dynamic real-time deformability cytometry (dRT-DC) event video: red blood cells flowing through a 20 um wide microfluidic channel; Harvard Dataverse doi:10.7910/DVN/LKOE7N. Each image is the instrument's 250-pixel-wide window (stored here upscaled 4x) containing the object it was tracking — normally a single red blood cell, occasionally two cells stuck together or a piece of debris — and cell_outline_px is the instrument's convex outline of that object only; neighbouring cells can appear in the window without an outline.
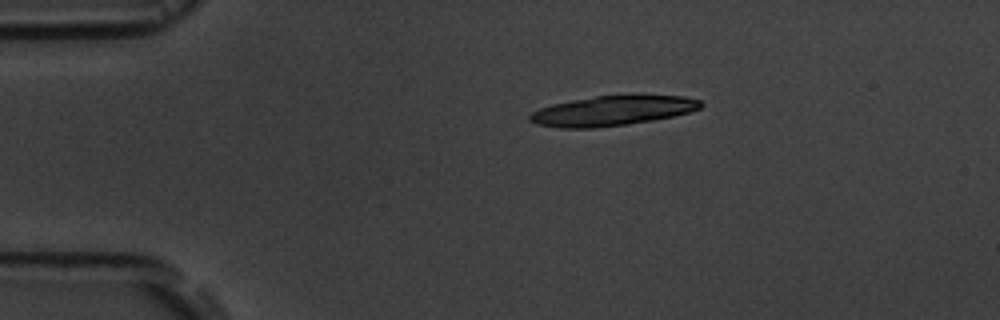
{"species": "common noctule bat (a hibernating species)", "species_latin": "Nyctalus noctula", "temperature_condition": "room temperature", "stored_images_in_passage": 5, "camera_frame_rate_fps": 3000, "um_per_image_px": 0.085, "animal": {"sex": "male", "body_mass_g": 19.5, "forearm_length_mm": 54.6}, "frame": {"image": 1, "passage_image": 3, "time_ms": 2.333, "image_size_px": [1000, 320], "cell_outline_px": [[704, 104], [700, 108], [688, 112], [672, 116], [652, 120], [628, 124], [596, 128], [560, 128], [536, 124], [528, 120], [528, 116], [532, 112], [540, 108], [552, 104], [572, 100], [596, 96], [684, 96], [700, 100]], "centroid_in_image_um": [52.0, 9.43], "position_along_channel_um": 33.0, "area_um2": 29.42}}